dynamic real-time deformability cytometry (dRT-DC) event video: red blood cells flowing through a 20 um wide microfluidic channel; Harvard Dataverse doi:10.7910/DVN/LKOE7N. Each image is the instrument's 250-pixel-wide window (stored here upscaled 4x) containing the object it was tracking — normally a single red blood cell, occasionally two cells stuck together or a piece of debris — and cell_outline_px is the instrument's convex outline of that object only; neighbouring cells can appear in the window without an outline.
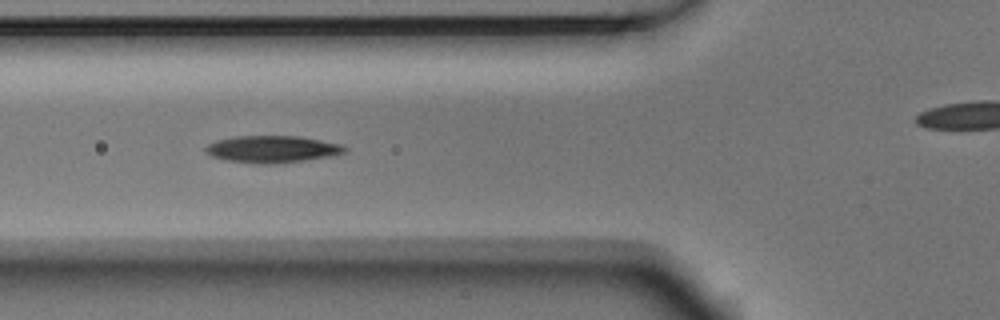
{"species": "Egyptian fruit bat (a non-hibernating species)", "species_latin": "Rousettus aegyptiacus", "temperature_condition": "room temperature", "stored_images_in_passage": 10, "camera_frame_rate_fps": 3000, "um_per_image_px": 0.085, "animal": {"sex": "male"}, "frame": {"image": 1, "passage_image": 4, "time_ms": 1.0, "image_size_px": [1000, 320], "cell_outline_px": [[348, 148], [344, 152], [332, 156], [268, 164], [264, 164], [224, 160], [212, 156], [204, 152], [204, 148], [208, 144], [216, 140], [236, 136], [300, 136], [340, 144]], "centroid_in_image_um": [23.09, 12.67], "position_along_channel_um": 102.7, "area_um2": 21.68}}
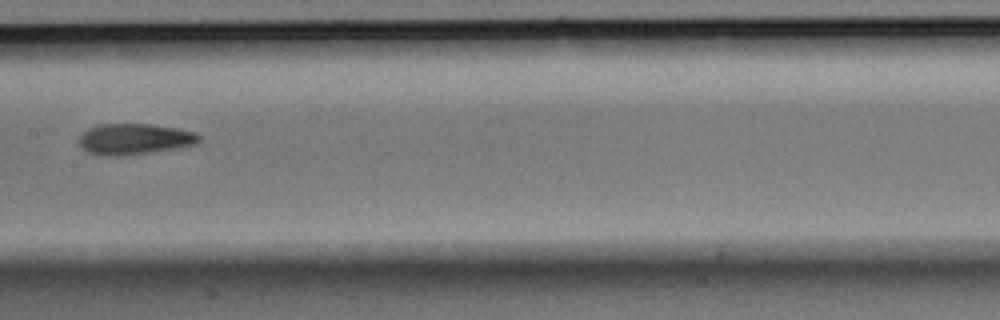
{"frame": {"image": 2, "passage_image": 7, "time_ms": 2.0, "image_size_px": [1000, 320], "cell_outline_px": [[200, 140], [196, 144], [176, 148], [120, 156], [108, 156], [88, 152], [80, 144], [80, 136], [88, 128], [100, 124], [152, 124], [176, 128], [196, 132], [200, 136]], "centroid_in_image_um": [11.45, 11.81], "position_along_channel_um": 195.9, "area_um2": 21.39}}
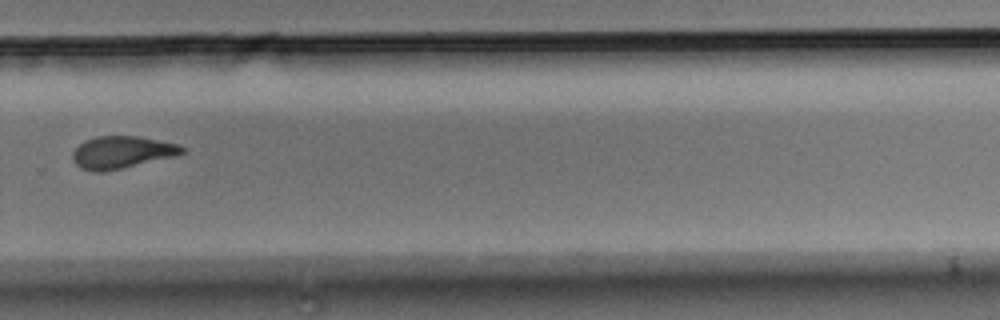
{"frame": {"image": 3, "passage_image": 10, "time_ms": 3.0, "image_size_px": [1000, 320], "cell_outline_px": [[184, 152], [176, 156], [120, 168], [100, 172], [92, 172], [80, 168], [72, 160], [72, 152], [84, 140], [96, 136], [140, 136], [180, 144], [184, 148]], "centroid_in_image_um": [10.34, 12.93], "position_along_channel_um": 319.5, "area_um2": 20.63}}